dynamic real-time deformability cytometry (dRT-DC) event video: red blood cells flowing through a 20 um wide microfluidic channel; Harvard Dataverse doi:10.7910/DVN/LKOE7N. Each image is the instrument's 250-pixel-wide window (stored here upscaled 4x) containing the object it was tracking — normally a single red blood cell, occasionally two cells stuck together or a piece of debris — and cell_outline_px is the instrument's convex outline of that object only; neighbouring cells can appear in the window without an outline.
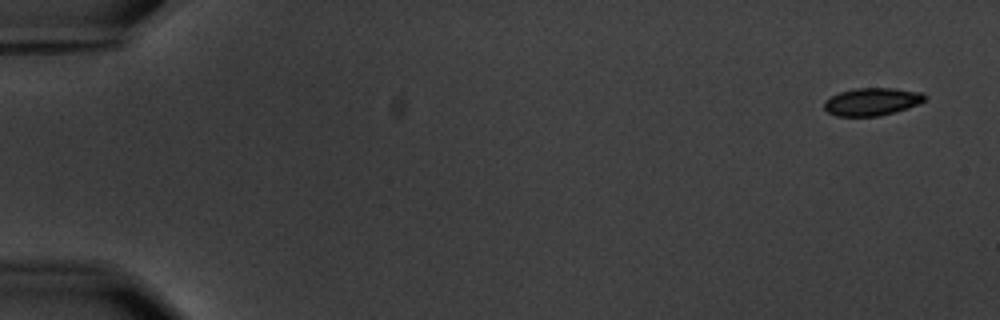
{"species": "common noctule bat (a hibernating species)", "species_latin": "Nyctalus noctula", "temperature_condition": "warm", "stored_images_in_passage": 7, "camera_frame_rate_fps": 3000, "um_per_image_px": 0.085, "animal": {"sex": "male", "body_mass_g": 20.1, "forearm_length_mm": 53.5}, "frame": {"image": 1, "passage_image": 1, "time_ms": 0.0, "image_size_px": [1000, 320], "cell_outline_px": [[928, 96], [924, 100], [908, 108], [876, 116], [836, 116], [828, 112], [824, 108], [824, 100], [840, 92], [856, 88], [896, 88], [924, 92]], "centroid_in_image_um": [74.12, 8.63], "position_along_channel_um": 10.9, "area_um2": 16.18}}
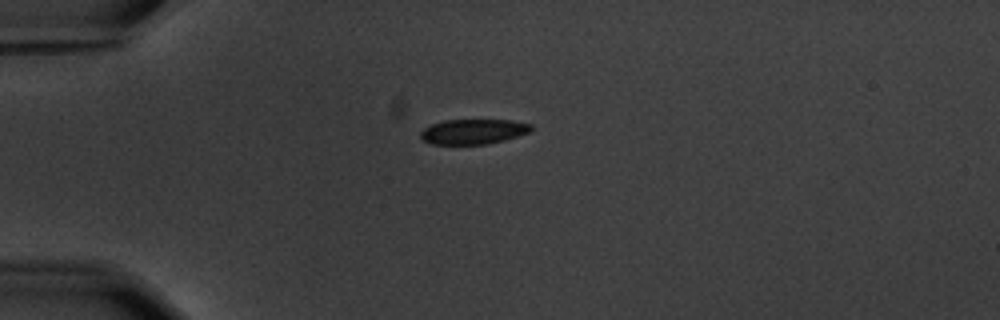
{"frame": {"image": 2, "passage_image": 5, "time_ms": 4.333, "image_size_px": [1000, 320], "cell_outline_px": [[532, 132], [504, 140], [488, 144], [432, 144], [424, 140], [420, 136], [420, 132], [424, 128], [432, 124], [444, 120], [512, 120], [532, 124]], "centroid_in_image_um": [40.27, 11.18], "position_along_channel_um": 44.7, "area_um2": 16.18}}
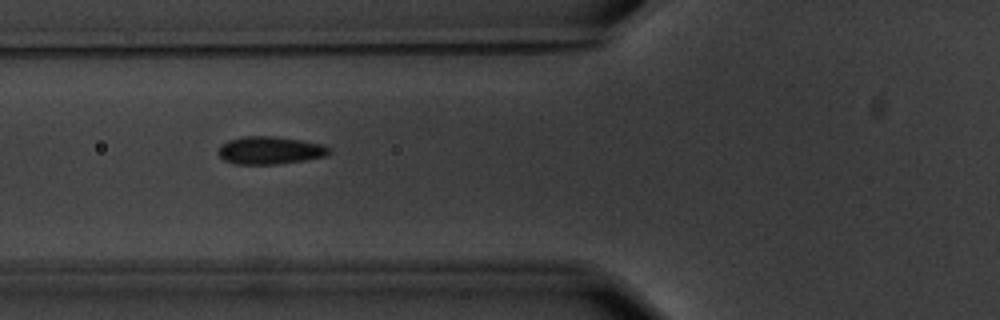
{"frame": {"image": 3, "passage_image": 7, "time_ms": 6.667, "image_size_px": [1000, 320], "cell_outline_px": [[332, 152], [324, 156], [304, 160], [276, 164], [232, 164], [224, 160], [216, 152], [228, 140], [244, 136], [272, 136], [300, 140], [324, 144], [332, 148]], "centroid_in_image_um": [22.97, 12.78], "position_along_channel_um": 102.8, "area_um2": 17.92}}